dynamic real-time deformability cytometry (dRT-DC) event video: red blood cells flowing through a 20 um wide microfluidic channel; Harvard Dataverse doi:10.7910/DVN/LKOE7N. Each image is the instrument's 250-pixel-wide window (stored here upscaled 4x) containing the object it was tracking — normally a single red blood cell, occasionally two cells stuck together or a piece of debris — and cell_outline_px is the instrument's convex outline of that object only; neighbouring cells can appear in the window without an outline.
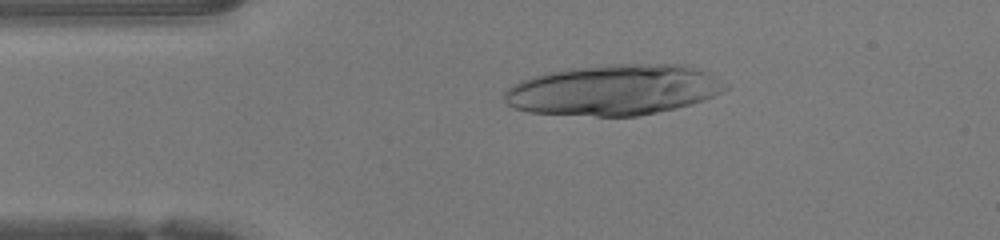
{"species": "human", "species_latin": "Homo sapiens", "temperature_condition": "warm", "stored_images_in_passage": 18, "camera_frame_rate_fps": 3000, "um_per_image_px": 0.085, "donor": {"sex": "female"}, "frame": {"image": 1, "passage_image": 8, "time_ms": 2.333, "image_size_px": [1000, 240], "cell_outline_px": [[728, 88], [704, 100], [692, 104], [676, 108], [636, 116], [596, 116], [528, 112], [516, 108], [508, 104], [504, 100], [504, 92], [512, 84], [520, 80], [544, 72], [568, 68], [608, 64], [684, 64], [708, 72]], "centroid_in_image_um": [52.12, 7.63], "position_along_channel_um": 32.9, "area_um2": 65.2}}